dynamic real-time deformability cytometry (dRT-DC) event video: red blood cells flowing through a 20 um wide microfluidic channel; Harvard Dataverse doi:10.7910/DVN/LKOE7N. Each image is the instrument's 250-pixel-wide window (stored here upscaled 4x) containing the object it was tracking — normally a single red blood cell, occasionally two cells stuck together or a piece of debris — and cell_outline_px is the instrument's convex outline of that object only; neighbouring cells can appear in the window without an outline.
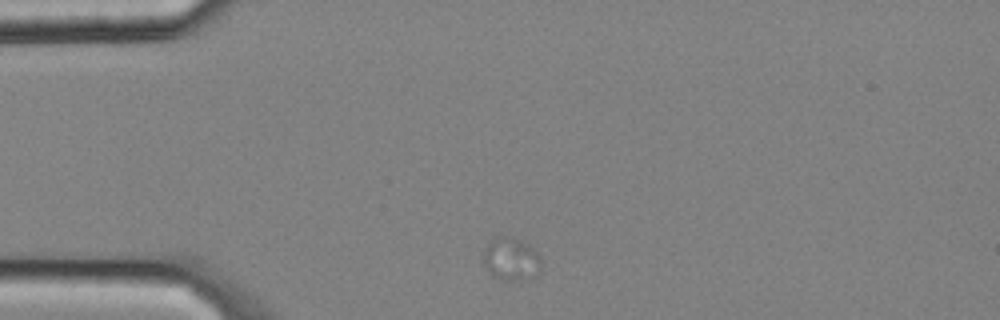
{"species": "common noctule bat (a hibernating species)", "species_latin": "Nyctalus noctula", "temperature_condition": "cold", "stored_images_in_passage": 2, "camera_frame_rate_fps": 3000, "um_per_image_px": 0.085, "animal": {"sex": "male", "body_mass_g": 20.4}, "frame": {"image": 1, "passage_image": 1, "time_ms": 0.0, "image_size_px": [1000, 320], "cell_outline_px": [[540, 268], [524, 280], [504, 280], [492, 276], [484, 264], [480, 256], [484, 248], [496, 236], [512, 236], [520, 240], [536, 252], [540, 260]], "centroid_in_image_um": [43.35, 22.0], "position_along_channel_um": 41.7, "area_um2": 14.22}}